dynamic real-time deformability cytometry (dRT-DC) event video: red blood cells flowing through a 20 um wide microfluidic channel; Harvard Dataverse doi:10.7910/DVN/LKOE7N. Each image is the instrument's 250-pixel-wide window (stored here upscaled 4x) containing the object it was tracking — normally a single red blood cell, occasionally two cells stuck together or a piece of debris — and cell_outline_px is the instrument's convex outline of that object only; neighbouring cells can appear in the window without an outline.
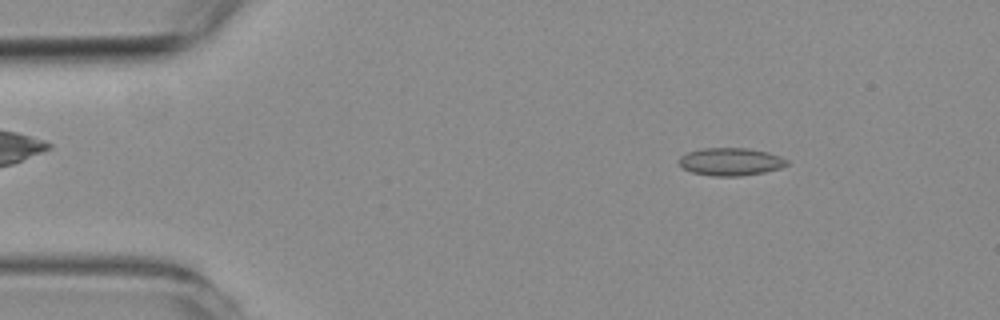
{"species": "common noctule bat (a hibernating species)", "species_latin": "Nyctalus noctula", "temperature_condition": "room temperature", "stored_images_in_passage": 52, "camera_frame_rate_fps": 3000, "um_per_image_px": 0.085, "animal": {"sex": "female", "body_mass_g": 19.3, "forearm_length_mm": 54.1}, "frame": {"image": 1, "passage_image": 3, "time_ms": 0.667, "image_size_px": [1000, 320], "cell_outline_px": [[788, 164], [780, 168], [764, 172], [740, 176], [712, 176], [692, 172], [684, 168], [680, 164], [680, 156], [688, 152], [704, 148], [748, 148], [768, 152], [780, 156], [788, 160]], "centroid_in_image_um": [62.13, 13.74], "position_along_channel_um": 22.9, "area_um2": 17.34}}
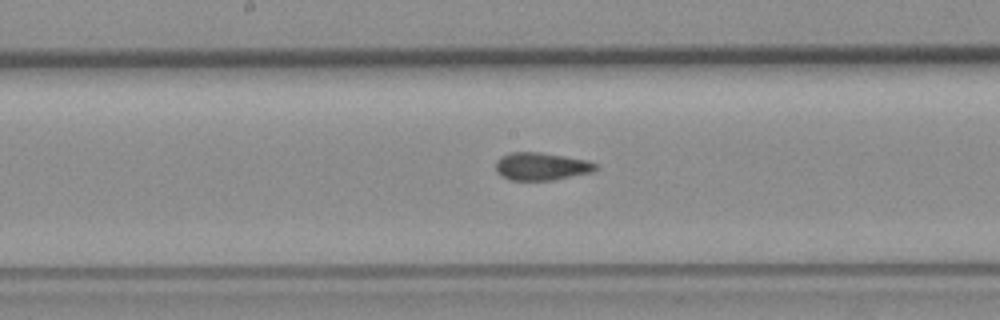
{"frame": {"image": 2, "passage_image": 24, "time_ms": 7.667, "image_size_px": [1000, 320], "cell_outline_px": [[596, 168], [592, 172], [552, 180], [508, 180], [500, 176], [496, 172], [496, 160], [500, 156], [512, 152], [540, 152], [584, 160], [596, 164]], "centroid_in_image_um": [45.93, 14.15], "position_along_channel_um": 202.3, "area_um2": 16.01}}
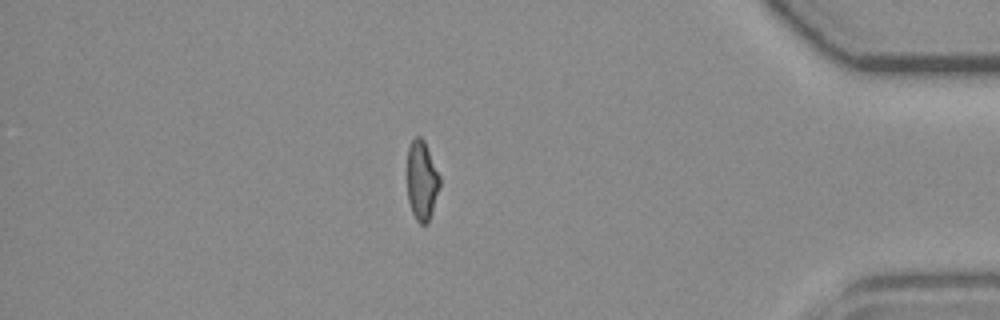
{"frame": {"image": 3, "passage_image": 44, "time_ms": 14.333, "image_size_px": [1000, 320], "cell_outline_px": [[440, 184], [428, 224], [420, 224], [416, 220], [412, 212], [408, 200], [408, 148], [412, 140], [416, 136], [420, 136], [424, 140], [440, 176]], "centroid_in_image_um": [35.85, 15.35], "position_along_channel_um": 399.3, "area_um2": 14.91}, "authors_computed_cell_mechanics": {"area_um2": 16.2707, "velocity_mm_per_s": 3.585, "shape_relaxation_time_tau1_ms": null, "shape_relaxation_time_tau2_ms": 1.4642, "deformation_change_tau1": null, "deformation_change_tau2": 0.0793}}